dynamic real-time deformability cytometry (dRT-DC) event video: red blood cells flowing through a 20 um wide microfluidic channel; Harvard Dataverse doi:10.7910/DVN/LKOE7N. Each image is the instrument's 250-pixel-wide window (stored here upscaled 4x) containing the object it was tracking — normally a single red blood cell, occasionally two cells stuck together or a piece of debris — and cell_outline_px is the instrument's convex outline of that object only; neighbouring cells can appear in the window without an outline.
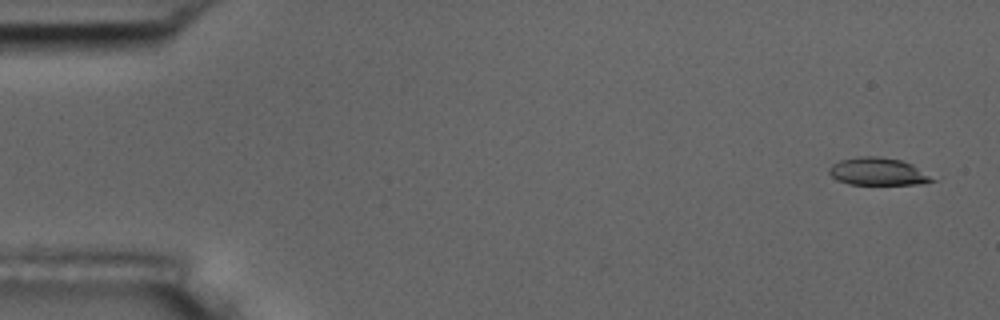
{"species": "common noctule bat (a hibernating species)", "species_latin": "Nyctalus noctula", "temperature_condition": "room temperature", "stored_images_in_passage": 4, "camera_frame_rate_fps": 3000, "um_per_image_px": 0.085, "animal": {"sex": "male", "body_mass_g": 17.5, "forearm_length_mm": 52.3}, "frame": {"image": 1, "passage_image": 1, "time_ms": 0.0, "image_size_px": [1000, 320], "cell_outline_px": [[936, 180], [924, 184], [848, 184], [836, 180], [828, 172], [828, 168], [832, 164], [840, 160], [856, 156], [876, 156], [900, 160], [912, 164]], "centroid_in_image_um": [74.58, 14.58], "position_along_channel_um": 10.4, "area_um2": 16.53}}